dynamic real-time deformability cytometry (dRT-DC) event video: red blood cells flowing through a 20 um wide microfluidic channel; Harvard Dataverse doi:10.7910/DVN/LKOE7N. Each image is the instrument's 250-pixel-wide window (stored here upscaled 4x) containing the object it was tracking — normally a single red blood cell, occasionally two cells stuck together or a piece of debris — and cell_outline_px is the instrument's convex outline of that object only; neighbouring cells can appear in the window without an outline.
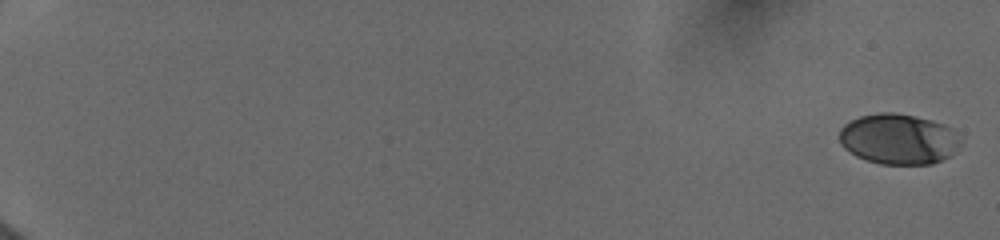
{"species": "human", "species_latin": "Homo sapiens", "temperature_condition": "cold", "stored_images_in_passage": 29, "camera_frame_rate_fps": 3000, "um_per_image_px": 0.085, "donor": {"sex": "female"}, "frame": {"image": 1, "passage_image": 1, "time_ms": 0.0, "image_size_px": [1000, 240], "cell_outline_px": [[964, 144], [956, 152], [932, 164], [880, 164], [856, 156], [844, 148], [840, 144], [840, 128], [844, 124], [860, 116], [880, 112], [892, 112], [916, 116], [932, 120], [944, 124], [952, 128], [956, 132]], "centroid_in_image_um": [76.41, 11.81], "position_along_channel_um": 8.6, "area_um2": 36.01}}
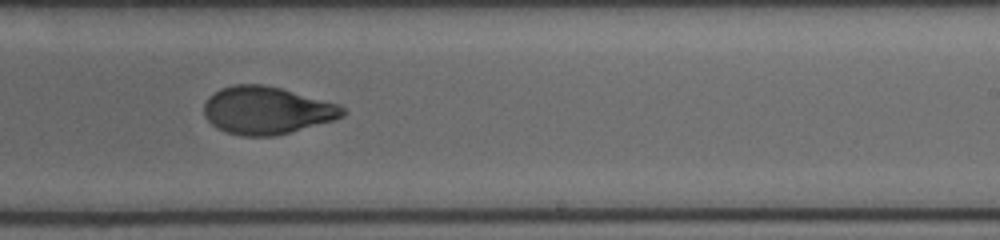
{"frame": {"image": 2, "passage_image": 16, "time_ms": 12.333, "image_size_px": [1000, 240], "cell_outline_px": [[348, 112], [344, 116], [332, 120], [276, 136], [244, 136], [228, 132], [216, 128], [204, 116], [204, 104], [208, 96], [220, 88], [232, 84], [264, 84], [280, 88], [340, 104]], "centroid_in_image_um": [22.66, 9.37], "position_along_channel_um": 266.3, "area_um2": 38.55}}
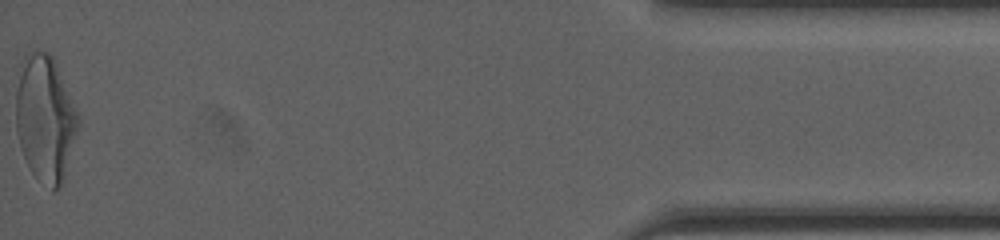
{"frame": {"image": 3, "passage_image": 29, "time_ms": 18.333, "image_size_px": [1000, 240], "cell_outline_px": [[80, 124], [64, 180], [52, 192], [36, 180], [24, 156], [16, 132], [16, 92], [20, 64], [24, 56], [28, 52], [36, 48], [48, 52], [52, 56], [56, 64], [80, 116]], "centroid_in_image_um": [3.85, 10.07], "position_along_channel_um": 431.4, "area_um2": 46.41}, "authors_computed_cell_mechanics": {"area_um2": 38.8416, "velocity_mm_per_s": 3.9307, "shape_relaxation_time_tau1_ms": 3.5617, "shape_relaxation_time_tau2_ms": 1.1339, "deformation_change_tau1": 0.1411, "deformation_change_tau2": 0.0509}}